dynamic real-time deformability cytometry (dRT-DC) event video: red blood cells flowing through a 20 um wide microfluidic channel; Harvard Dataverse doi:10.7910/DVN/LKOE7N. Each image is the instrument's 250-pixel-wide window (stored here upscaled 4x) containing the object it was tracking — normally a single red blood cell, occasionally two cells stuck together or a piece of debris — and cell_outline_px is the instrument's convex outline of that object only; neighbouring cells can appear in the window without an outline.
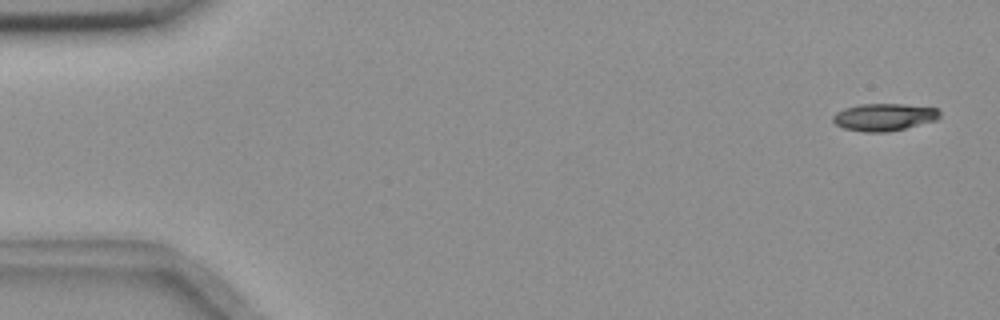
{"species": "common noctule bat (a hibernating species)", "species_latin": "Nyctalus noctula", "temperature_condition": "room temperature", "stored_images_in_passage": 6, "camera_frame_rate_fps": 3000, "um_per_image_px": 0.085, "animal": {"sex": "female", "body_mass_g": 18.4}, "frame": {"image": 1, "passage_image": 1, "time_ms": 0.0, "image_size_px": [1000, 320], "cell_outline_px": [[940, 116], [936, 120], [888, 132], [864, 132], [844, 128], [836, 124], [832, 120], [832, 116], [836, 112], [844, 108], [860, 104], [904, 104], [936, 108], [940, 112]], "centroid_in_image_um": [75.12, 9.95], "position_along_channel_um": 9.9, "area_um2": 16.94}}
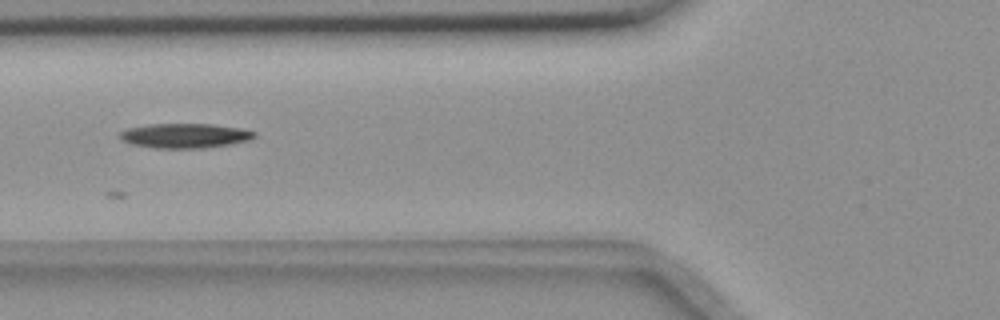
{"frame": {"image": 2, "passage_image": 6, "time_ms": 1.667, "image_size_px": [1000, 320], "cell_outline_px": [[256, 136], [248, 140], [228, 144], [200, 148], [156, 148], [132, 144], [124, 140], [120, 136], [120, 132], [128, 128], [148, 124], [212, 124], [244, 128], [256, 132]], "centroid_in_image_um": [15.74, 11.52], "position_along_channel_um": 110.1, "area_um2": 19.13}}